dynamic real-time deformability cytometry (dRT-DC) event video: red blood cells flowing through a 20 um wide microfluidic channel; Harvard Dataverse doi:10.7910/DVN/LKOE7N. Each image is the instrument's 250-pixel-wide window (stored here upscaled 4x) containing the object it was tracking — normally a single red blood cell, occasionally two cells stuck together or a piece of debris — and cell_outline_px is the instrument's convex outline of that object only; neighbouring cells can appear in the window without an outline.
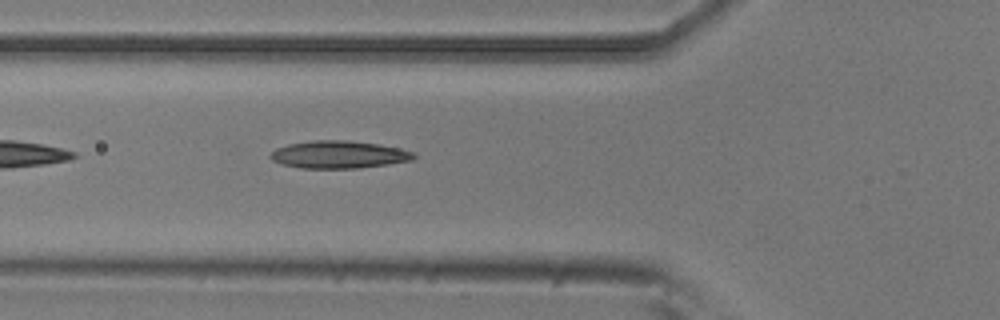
{"species": "common noctule bat (a hibernating species)", "species_latin": "Nyctalus noctula", "temperature_condition": "room temperature", "stored_images_in_passage": 15, "camera_frame_rate_fps": 3000, "um_per_image_px": 0.085, "animal": {"sex": "male", "body_mass_g": 20.5, "forearm_length_mm": 52.5}, "frame": {"image": 1, "passage_image": 5, "time_ms": 1.333, "image_size_px": [1000, 320], "cell_outline_px": [[416, 156], [412, 160], [388, 164], [356, 168], [300, 168], [280, 164], [272, 160], [268, 156], [276, 148], [288, 144], [312, 140], [348, 140], [380, 144], [412, 152]], "centroid_in_image_um": [28.74, 13.14], "position_along_channel_um": 97.1, "area_um2": 22.95}}
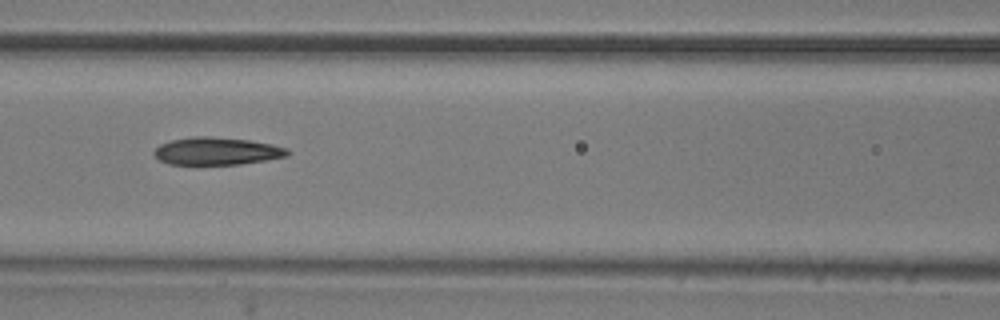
{"frame": {"image": 2, "passage_image": 9, "time_ms": 2.667, "image_size_px": [1000, 320], "cell_outline_px": [[288, 156], [240, 164], [196, 168], [168, 164], [160, 160], [152, 152], [160, 144], [172, 140], [196, 136], [208, 136], [248, 140], [272, 144], [288, 148]], "centroid_in_image_um": [18.36, 12.9], "position_along_channel_um": 148.2, "area_um2": 22.25}}